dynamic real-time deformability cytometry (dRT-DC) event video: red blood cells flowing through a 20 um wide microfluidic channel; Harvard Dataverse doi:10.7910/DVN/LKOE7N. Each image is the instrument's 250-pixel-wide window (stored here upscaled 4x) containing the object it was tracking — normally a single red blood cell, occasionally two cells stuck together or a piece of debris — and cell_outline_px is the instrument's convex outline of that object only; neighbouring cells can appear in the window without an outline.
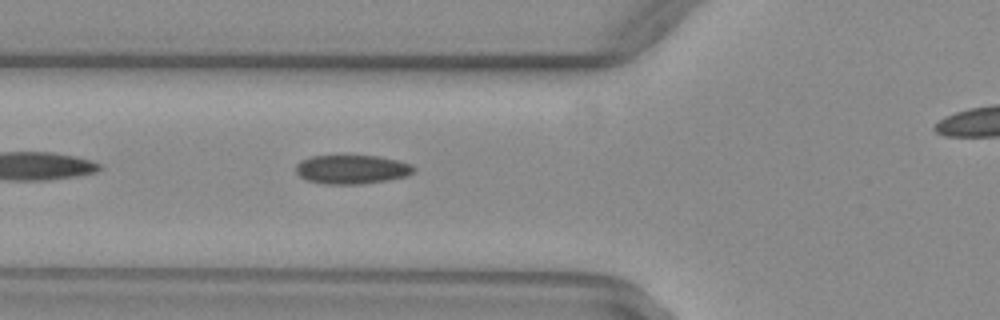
{"species": "common noctule bat (a hibernating species)", "species_latin": "Nyctalus noctula", "temperature_condition": "warm", "stored_images_in_passage": 31, "camera_frame_rate_fps": 3000, "um_per_image_px": 0.085, "animal": {"sex": "female", "body_mass_g": 29.2, "forearm_length_mm": 56.3}, "frame": {"image": 1, "passage_image": 5, "time_ms": 1.333, "image_size_px": [1000, 320], "cell_outline_px": [[416, 168], [408, 176], [388, 180], [364, 184], [324, 184], [308, 180], [300, 176], [296, 172], [296, 164], [300, 160], [312, 156], [376, 156], [396, 160], [412, 164]], "centroid_in_image_um": [29.91, 14.4], "position_along_channel_um": 95.9, "area_um2": 19.88}}